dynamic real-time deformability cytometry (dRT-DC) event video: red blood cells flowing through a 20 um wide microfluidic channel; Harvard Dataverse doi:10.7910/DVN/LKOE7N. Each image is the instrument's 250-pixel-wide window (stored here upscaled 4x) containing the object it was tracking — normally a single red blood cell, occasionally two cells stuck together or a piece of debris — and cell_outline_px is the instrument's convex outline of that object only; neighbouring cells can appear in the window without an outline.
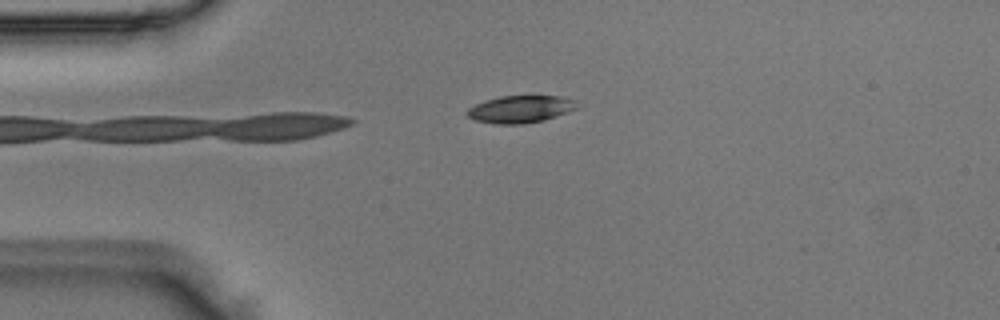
{"species": "Egyptian fruit bat (a non-hibernating species)", "species_latin": "Rousettus aegyptiacus", "temperature_condition": "room temperature", "stored_images_in_passage": 40, "camera_frame_rate_fps": 3000, "um_per_image_px": 0.085, "animal": {"sex": "male"}, "frame": {"image": 1, "passage_image": 2, "time_ms": 0.333, "image_size_px": [1000, 320], "cell_outline_px": [[576, 108], [544, 120], [524, 124], [496, 124], [476, 120], [468, 116], [464, 112], [468, 108], [484, 100], [500, 96], [560, 96], [572, 100]], "centroid_in_image_um": [44.14, 9.28], "position_along_channel_um": 40.9, "area_um2": 17.17}}
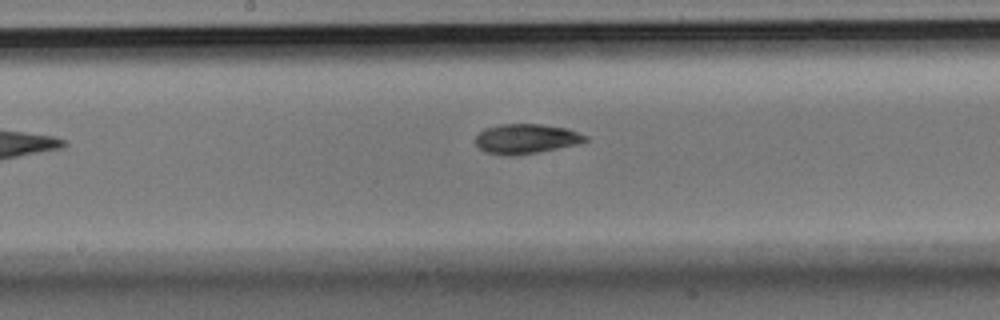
{"frame": {"image": 2, "passage_image": 16, "time_ms": 5.0, "image_size_px": [1000, 320], "cell_outline_px": [[588, 140], [576, 144], [516, 156], [504, 156], [484, 152], [476, 144], [476, 136], [484, 128], [500, 124], [540, 124], [564, 128], [588, 136]], "centroid_in_image_um": [44.66, 11.8], "position_along_channel_um": 203.5, "area_um2": 18.9}}
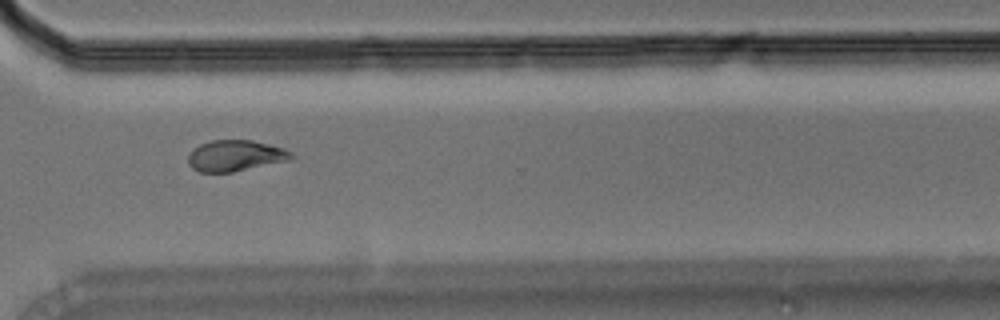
{"frame": {"image": 3, "passage_image": 27, "time_ms": 8.667, "image_size_px": [1000, 320], "cell_outline_px": [[296, 156], [292, 160], [232, 172], [200, 172], [192, 168], [188, 164], [188, 152], [192, 148], [200, 144], [212, 140], [252, 140], [284, 148], [292, 152]], "centroid_in_image_um": [20.02, 13.23], "position_along_channel_um": 350.6, "area_um2": 18.96}}